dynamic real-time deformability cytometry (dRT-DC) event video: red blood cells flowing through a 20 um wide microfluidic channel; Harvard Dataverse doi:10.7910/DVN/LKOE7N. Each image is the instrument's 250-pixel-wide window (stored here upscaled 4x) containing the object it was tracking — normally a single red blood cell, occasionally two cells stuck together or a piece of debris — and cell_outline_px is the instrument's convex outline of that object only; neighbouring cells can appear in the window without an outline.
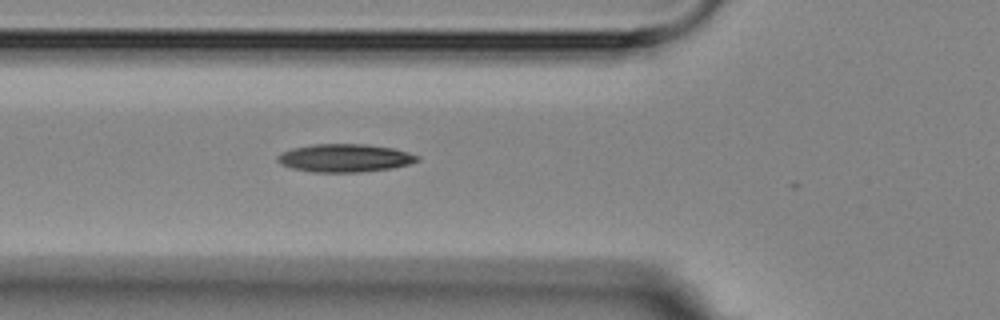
{"species": "Egyptian fruit bat (a non-hibernating species)", "species_latin": "Rousettus aegyptiacus", "temperature_condition": "room temperature", "stored_images_in_passage": 2, "camera_frame_rate_fps": 3000, "um_per_image_px": 0.085, "animal": {"sex": "female"}, "frame": {"image": 1, "passage_image": 2, "time_ms": 1.0, "image_size_px": [1000, 320], "cell_outline_px": [[420, 160], [408, 164], [392, 168], [360, 172], [312, 172], [292, 168], [280, 164], [276, 160], [276, 156], [280, 152], [292, 148], [312, 144], [364, 144], [392, 148], [408, 152], [420, 156]], "centroid_in_image_um": [29.27, 13.43], "position_along_channel_um": 96.5, "area_um2": 22.95}}